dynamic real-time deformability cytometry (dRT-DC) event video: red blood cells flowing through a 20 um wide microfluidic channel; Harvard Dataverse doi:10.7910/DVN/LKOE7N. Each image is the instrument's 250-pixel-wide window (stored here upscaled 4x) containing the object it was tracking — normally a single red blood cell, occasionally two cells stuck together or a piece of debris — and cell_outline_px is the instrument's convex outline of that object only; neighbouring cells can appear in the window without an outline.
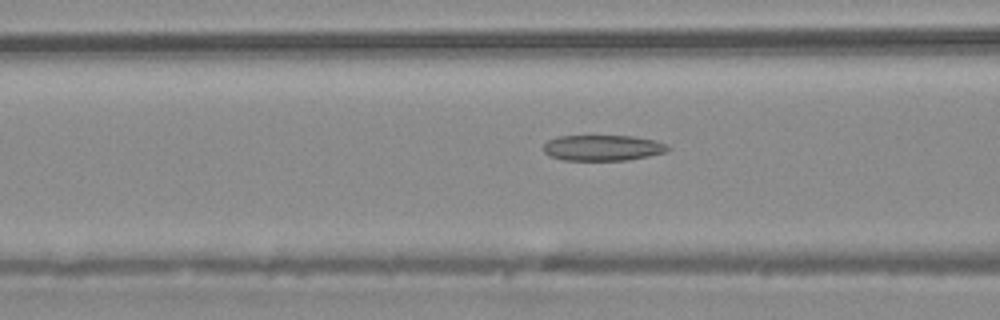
{"species": "common noctule bat (a hibernating species)", "species_latin": "Nyctalus noctula", "temperature_condition": "warm", "stored_images_in_passage": 38, "camera_frame_rate_fps": 3000, "um_per_image_px": 0.085, "animal": {"sex": "male", "body_mass_g": 20.4}, "frame": {"image": 1, "passage_image": 10, "time_ms": 3.0, "image_size_px": [1000, 320], "cell_outline_px": [[672, 148], [664, 152], [648, 156], [628, 160], [564, 160], [548, 156], [544, 152], [544, 144], [548, 140], [556, 136], [632, 136], [656, 140], [668, 144]], "centroid_in_image_um": [51.24, 12.56], "position_along_channel_um": 115.4, "area_um2": 18.79}}
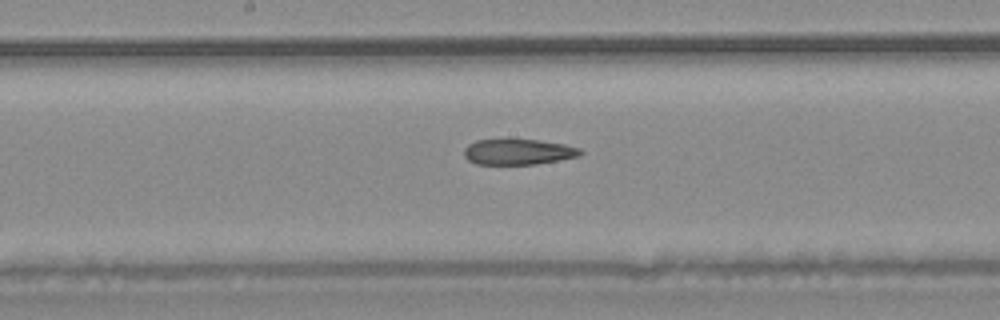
{"frame": {"image": 2, "passage_image": 16, "time_ms": 5.0, "image_size_px": [1000, 320], "cell_outline_px": [[584, 152], [580, 156], [560, 160], [536, 164], [476, 164], [468, 160], [464, 156], [464, 148], [468, 144], [476, 140], [540, 140], [564, 144], [580, 148]], "centroid_in_image_um": [44.07, 12.91], "position_along_channel_um": 204.1, "area_um2": 17.4}}
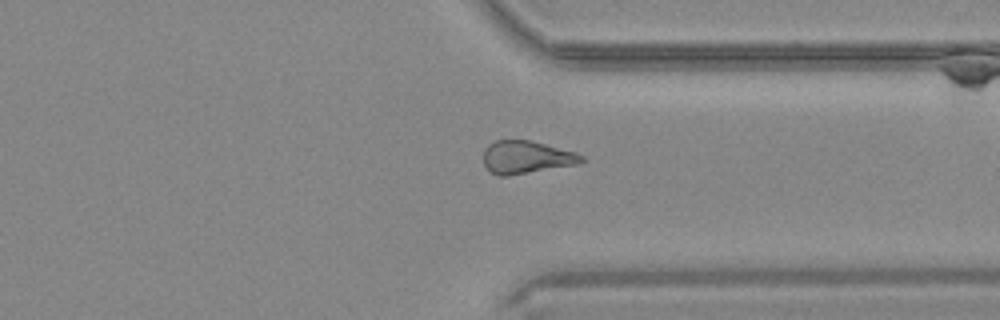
{"frame": {"image": 3, "passage_image": 27, "time_ms": 8.667, "image_size_px": [1000, 320], "cell_outline_px": [[584, 160], [576, 164], [508, 176], [496, 176], [484, 164], [484, 148], [488, 144], [496, 140], [528, 140], [576, 152], [584, 156]], "centroid_in_image_um": [44.71, 13.36], "position_along_channel_um": 366.7, "area_um2": 18.55}}